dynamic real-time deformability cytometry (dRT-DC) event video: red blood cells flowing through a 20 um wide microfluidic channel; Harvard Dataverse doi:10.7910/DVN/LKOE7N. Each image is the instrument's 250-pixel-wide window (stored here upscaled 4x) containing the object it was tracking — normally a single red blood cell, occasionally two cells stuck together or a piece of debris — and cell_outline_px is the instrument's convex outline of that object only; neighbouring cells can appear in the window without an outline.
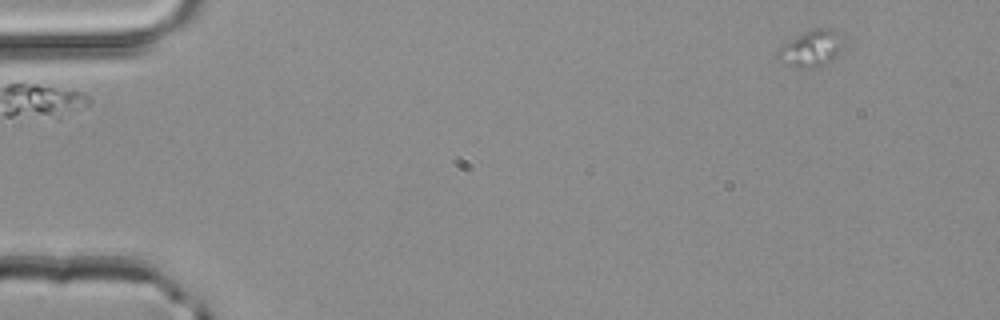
{"species": "common noctule bat (a hibernating species)", "species_latin": "Nyctalus noctula", "temperature_condition": "room temperature", "stored_images_in_passage": 5, "segment_of_instrument_passage": [2, 2], "camera_frame_rate_fps": 3000, "um_per_image_px": 0.085, "animal": {"sex": "male", "body_mass_g": 20.4}, "frame": {"image": 1, "passage_image": 5, "time_ms": 1.333, "image_size_px": [1000, 320], "cell_outline_px": [[844, 44], [836, 56], [832, 60], [824, 64], [812, 68], [800, 68], [784, 64], [776, 56], [780, 48], [784, 44], [808, 28], [832, 28], [844, 36]], "centroid_in_image_um": [68.99, 4.09], "position_along_channel_um": 16.0, "area_um2": 14.16}}